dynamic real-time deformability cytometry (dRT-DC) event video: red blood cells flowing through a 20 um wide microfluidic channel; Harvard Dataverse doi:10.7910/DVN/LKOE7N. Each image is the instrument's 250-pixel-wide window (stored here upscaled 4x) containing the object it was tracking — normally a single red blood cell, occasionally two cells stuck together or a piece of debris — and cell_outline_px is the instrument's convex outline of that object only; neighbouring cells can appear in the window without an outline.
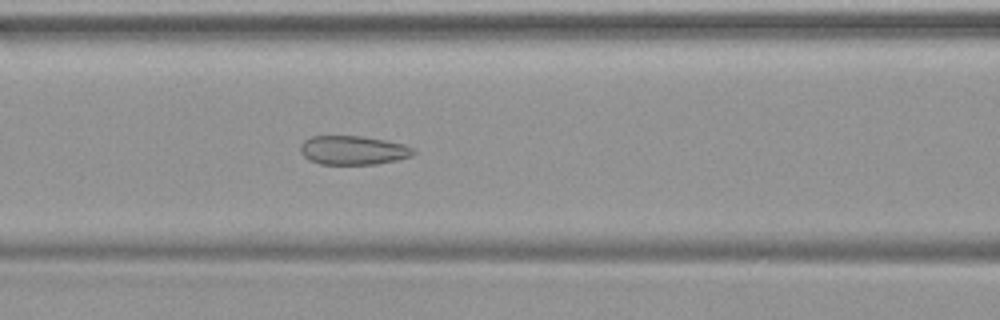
{"species": "common noctule bat (a hibernating species)", "species_latin": "Nyctalus noctula", "temperature_condition": "warm", "stored_images_in_passage": 40, "camera_frame_rate_fps": 3000, "um_per_image_px": 0.085, "animal": {"sex": "female", "body_mass_g": 19.9}, "frame": {"image": 1, "passage_image": 12, "time_ms": 3.667, "image_size_px": [1000, 320], "cell_outline_px": [[416, 152], [412, 156], [396, 160], [376, 164], [320, 164], [308, 160], [300, 152], [300, 144], [304, 140], [312, 136], [360, 136], [384, 140], [404, 144], [412, 148]], "centroid_in_image_um": [29.99, 12.77], "position_along_channel_um": 136.6, "area_um2": 19.07}}
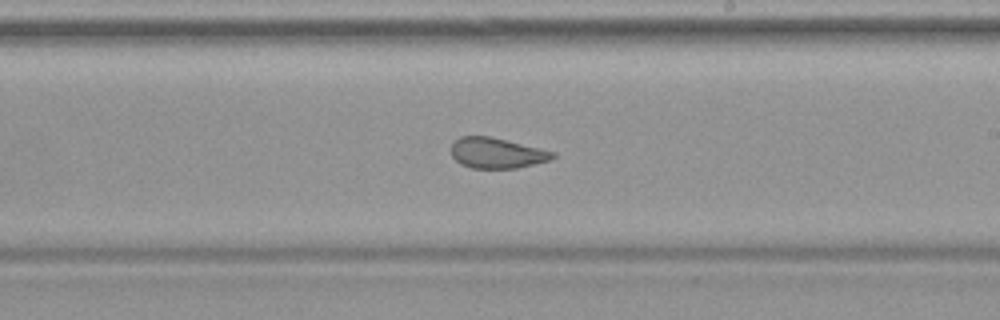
{"frame": {"image": 2, "passage_image": 20, "time_ms": 6.333, "image_size_px": [1000, 320], "cell_outline_px": [[556, 156], [552, 160], [516, 168], [472, 168], [460, 164], [452, 156], [452, 140], [460, 136], [488, 136], [540, 148], [556, 152]], "centroid_in_image_um": [42.23, 13.01], "position_along_channel_um": 246.8, "area_um2": 18.09}}
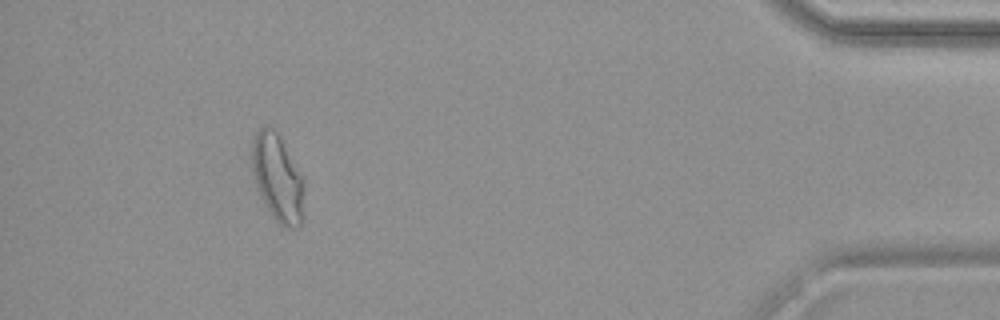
{"frame": {"image": 3, "passage_image": 36, "time_ms": 11.667, "image_size_px": [1000, 320], "cell_outline_px": [[304, 188], [300, 224], [296, 228], [288, 228], [280, 224], [272, 216], [256, 184], [252, 168], [252, 140], [256, 132], [260, 128], [268, 124], [276, 128], [304, 176]], "centroid_in_image_um": [23.61, 15.02], "position_along_channel_um": 411.6, "area_um2": 26.65}}